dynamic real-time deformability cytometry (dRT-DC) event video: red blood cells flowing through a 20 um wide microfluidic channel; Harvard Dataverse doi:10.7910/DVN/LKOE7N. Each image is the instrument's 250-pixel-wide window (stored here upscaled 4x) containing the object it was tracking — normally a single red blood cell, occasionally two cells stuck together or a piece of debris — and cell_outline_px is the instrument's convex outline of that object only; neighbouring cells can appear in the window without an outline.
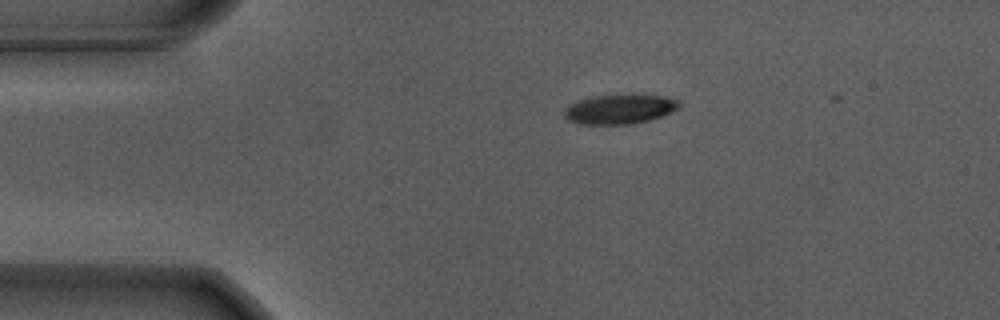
{"species": "Egyptian fruit bat (a non-hibernating species)", "species_latin": "Rousettus aegyptiacus", "temperature_condition": "warm", "stored_images_in_passage": 41, "camera_frame_rate_fps": 3000, "um_per_image_px": 0.085, "animal": {"sex": "male"}, "frame": {"image": 1, "passage_image": 1, "time_ms": 0.0, "image_size_px": [1000, 320], "cell_outline_px": [[684, 104], [680, 108], [672, 112], [648, 120], [632, 124], [576, 124], [568, 120], [564, 116], [564, 112], [572, 104], [580, 100], [592, 96], [632, 92], [664, 96], [676, 100]], "centroid_in_image_um": [52.74, 9.24], "position_along_channel_um": 32.3, "area_um2": 20.35}}
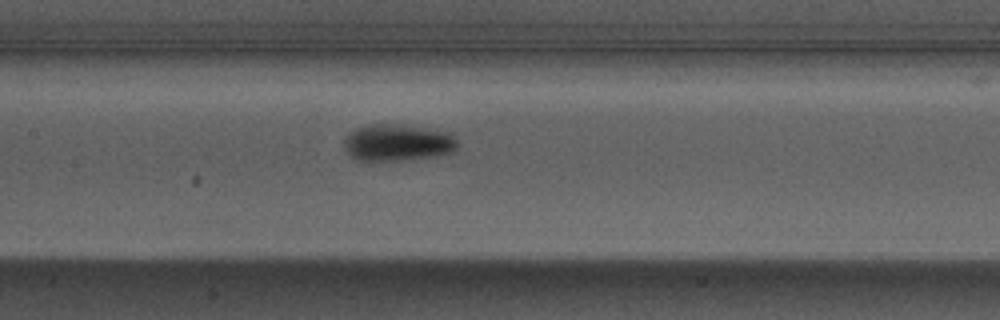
{"frame": {"image": 2, "passage_image": 16, "time_ms": 5.0, "image_size_px": [1000, 320], "cell_outline_px": [[456, 148], [452, 152], [404, 160], [372, 164], [356, 160], [344, 148], [344, 136], [356, 128], [368, 124], [392, 124], [456, 132]], "centroid_in_image_um": [33.74, 12.14], "position_along_channel_um": 173.7, "area_um2": 24.91}}
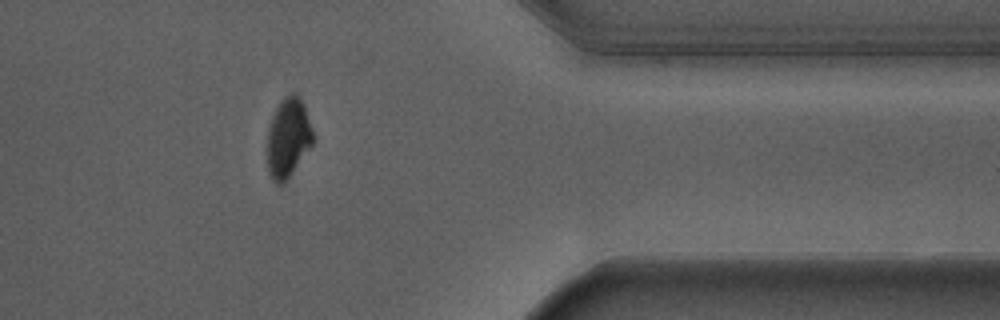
{"frame": {"image": 3, "passage_image": 35, "time_ms": 11.333, "image_size_px": [1000, 320], "cell_outline_px": [[312, 144], [284, 184], [276, 184], [272, 180], [268, 172], [268, 128], [272, 116], [280, 100], [288, 92], [292, 92], [300, 96], [304, 104], [312, 132]], "centroid_in_image_um": [24.47, 11.69], "position_along_channel_um": 386.9, "area_um2": 21.04}, "authors_computed_cell_mechanics": {"area_um2": 22.7154, "velocity_mm_per_s": 3.6953, "shape_relaxation_time_tau1_ms": 2.5051, "shape_relaxation_time_tau2_ms": null, "deformation_change_tau1": 0.1854, "deformation_change_tau2": null}}